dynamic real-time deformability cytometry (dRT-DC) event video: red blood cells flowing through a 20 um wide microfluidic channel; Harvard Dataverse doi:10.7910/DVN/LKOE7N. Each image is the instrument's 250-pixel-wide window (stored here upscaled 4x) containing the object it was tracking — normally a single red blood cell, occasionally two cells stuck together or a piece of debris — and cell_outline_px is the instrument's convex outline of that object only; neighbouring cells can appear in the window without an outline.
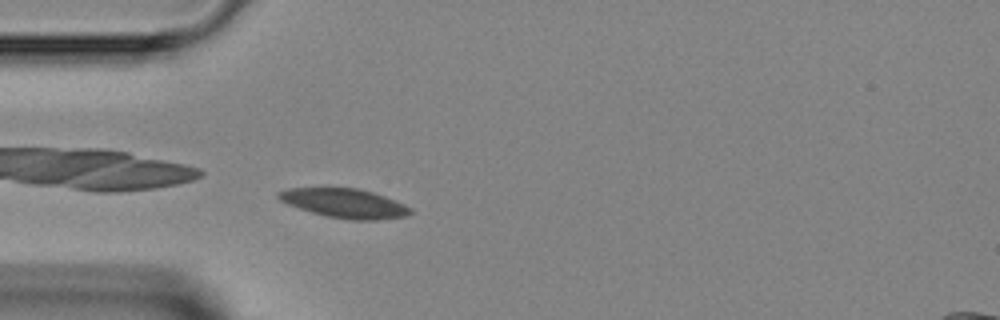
{"species": "Egyptian fruit bat (a non-hibernating species)", "species_latin": "Rousettus aegyptiacus", "temperature_condition": "room temperature", "stored_images_in_passage": 44, "camera_frame_rate_fps": 3000, "um_per_image_px": 0.085, "animal": {"sex": "female"}, "frame": {"image": 1, "passage_image": 10, "time_ms": 3.0, "image_size_px": [1000, 320], "cell_outline_px": [[412, 212], [404, 216], [376, 220], [352, 220], [328, 216], [312, 212], [288, 204], [280, 200], [276, 196], [276, 192], [288, 188], [356, 188], [372, 192], [384, 196], [404, 204], [412, 208]], "centroid_in_image_um": [29.27, 17.27], "position_along_channel_um": 55.7, "area_um2": 22.2}}
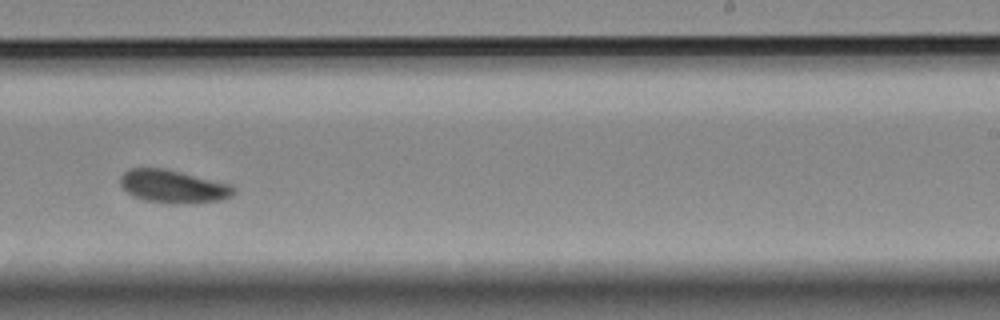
{"frame": {"image": 2, "passage_image": 26, "time_ms": 8.333, "image_size_px": [1000, 320], "cell_outline_px": [[236, 192], [232, 196], [220, 200], [172, 204], [144, 200], [132, 196], [120, 184], [120, 176], [124, 172], [132, 168], [164, 168], [232, 184], [236, 188]], "centroid_in_image_um": [14.74, 15.84], "position_along_channel_um": 274.3, "area_um2": 21.79}}
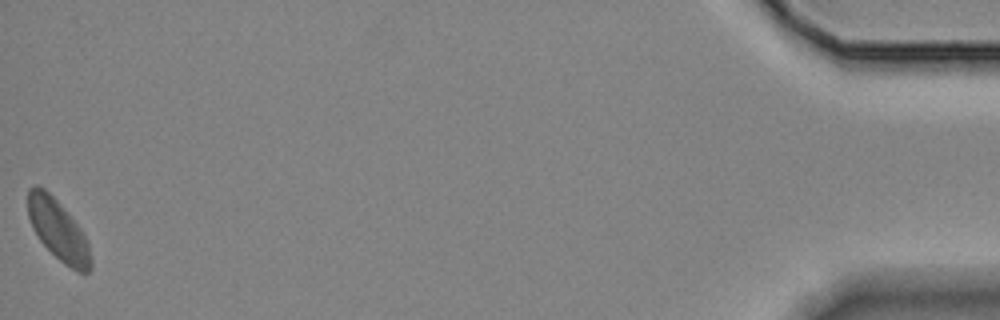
{"frame": {"image": 3, "passage_image": 44, "time_ms": 14.333, "image_size_px": [1000, 320], "cell_outline_px": [[92, 268], [84, 276], [76, 272], [64, 264], [40, 240], [32, 228], [28, 216], [28, 188], [36, 184], [44, 188], [56, 200], [80, 228], [88, 244], [92, 260]], "centroid_in_image_um": [4.95, 19.6], "position_along_channel_um": 430.2, "area_um2": 22.08}}